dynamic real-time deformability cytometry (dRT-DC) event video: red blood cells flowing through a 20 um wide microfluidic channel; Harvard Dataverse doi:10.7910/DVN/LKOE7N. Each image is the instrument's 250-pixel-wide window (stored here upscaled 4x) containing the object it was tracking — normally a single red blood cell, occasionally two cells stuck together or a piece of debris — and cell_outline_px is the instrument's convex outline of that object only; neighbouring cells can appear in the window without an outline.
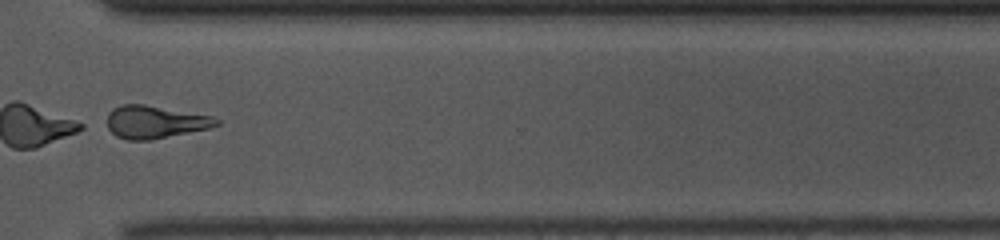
{"species": "common noctule bat (a hibernating species)", "species_latin": "Nyctalus noctula", "temperature_condition": "warm", "stored_images_in_passage": 46, "camera_frame_rate_fps": 3000, "um_per_image_px": 0.085, "animal": {"sex": "female", "body_mass_g": 10.0, "forearm_length_mm": 53.1}, "frame": {"image": 1, "passage_image": 34, "time_ms": 11.0, "image_size_px": [1000, 240], "cell_outline_px": [[220, 124], [208, 128], [152, 140], [124, 140], [116, 136], [108, 128], [108, 112], [112, 108], [120, 104], [144, 104], [212, 116], [220, 120]], "centroid_in_image_um": [13.15, 10.37], "position_along_channel_um": 357.5, "area_um2": 20.87}}